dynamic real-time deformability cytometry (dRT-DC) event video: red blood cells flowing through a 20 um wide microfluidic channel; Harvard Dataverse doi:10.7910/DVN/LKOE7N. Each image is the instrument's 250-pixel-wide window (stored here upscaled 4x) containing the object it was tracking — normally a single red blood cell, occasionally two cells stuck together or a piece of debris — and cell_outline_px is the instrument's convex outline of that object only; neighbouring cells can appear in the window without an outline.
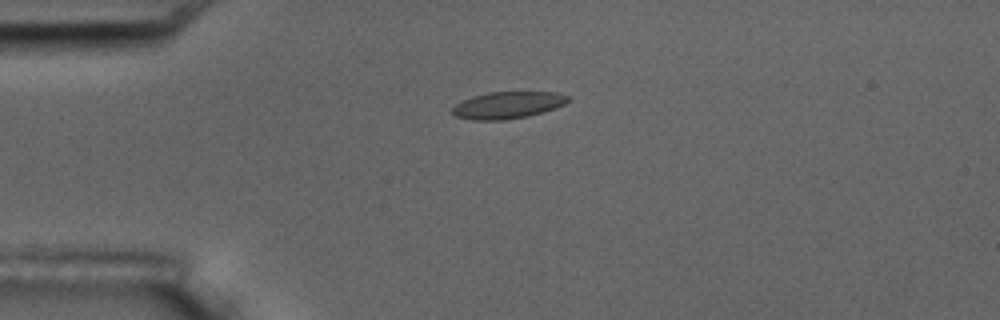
{"species": "common noctule bat (a hibernating species)", "species_latin": "Nyctalus noctula", "temperature_condition": "room temperature", "stored_images_in_passage": 3, "camera_frame_rate_fps": 3000, "um_per_image_px": 0.085, "animal": {"sex": "male", "body_mass_g": 17.5, "forearm_length_mm": 52.3}, "frame": {"image": 1, "passage_image": 1, "time_ms": 0.0, "image_size_px": [1000, 320], "cell_outline_px": [[568, 100], [564, 104], [556, 108], [528, 116], [504, 120], [476, 120], [456, 116], [452, 112], [452, 108], [456, 104], [472, 96], [488, 92], [556, 92], [568, 96]], "centroid_in_image_um": [43.16, 8.93], "position_along_channel_um": 41.8, "area_um2": 17.98}}